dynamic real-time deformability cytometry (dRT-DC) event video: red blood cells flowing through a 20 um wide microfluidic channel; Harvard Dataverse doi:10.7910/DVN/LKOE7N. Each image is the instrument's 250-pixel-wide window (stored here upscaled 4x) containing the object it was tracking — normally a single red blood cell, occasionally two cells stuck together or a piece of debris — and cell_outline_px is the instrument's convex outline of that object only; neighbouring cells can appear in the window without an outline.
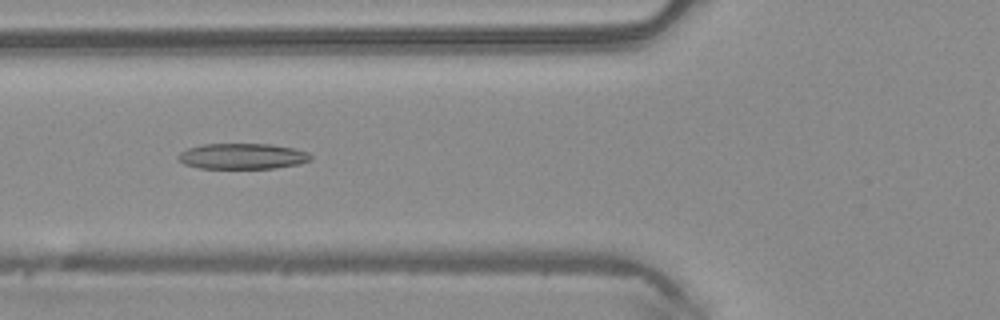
{"species": "common noctule bat (a hibernating species)", "species_latin": "Nyctalus noctula", "temperature_condition": "warm", "stored_images_in_passage": 46, "camera_frame_rate_fps": 3000, "um_per_image_px": 0.085, "animal": {"sex": "male", "body_mass_g": 20.4}, "frame": {"image": 1, "passage_image": 16, "time_ms": 5.0, "image_size_px": [1000, 320], "cell_outline_px": [[312, 160], [300, 164], [276, 168], [200, 168], [184, 164], [176, 156], [180, 152], [188, 148], [200, 144], [272, 144], [292, 148], [308, 152], [312, 156]], "centroid_in_image_um": [20.62, 13.28], "position_along_channel_um": 105.2, "area_um2": 19.94}}
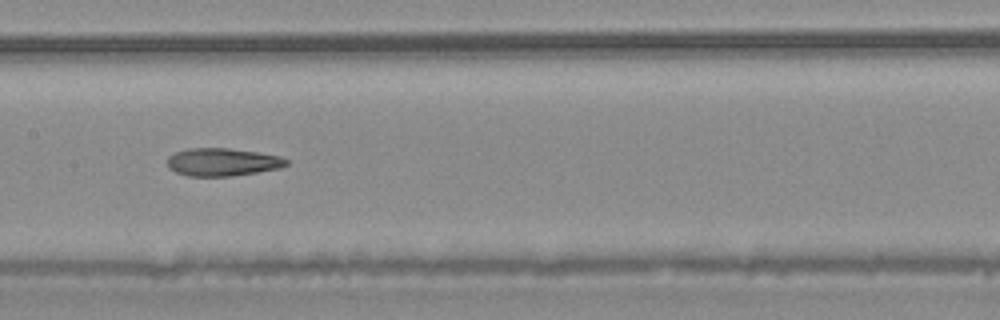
{"frame": {"image": 2, "passage_image": 22, "time_ms": 7.0, "image_size_px": [1000, 320], "cell_outline_px": [[288, 164], [280, 168], [232, 176], [188, 176], [176, 172], [168, 168], [168, 156], [176, 152], [188, 148], [228, 148], [256, 152], [280, 156], [288, 160]], "centroid_in_image_um": [18.9, 13.77], "position_along_channel_um": 188.5, "area_um2": 19.25}}
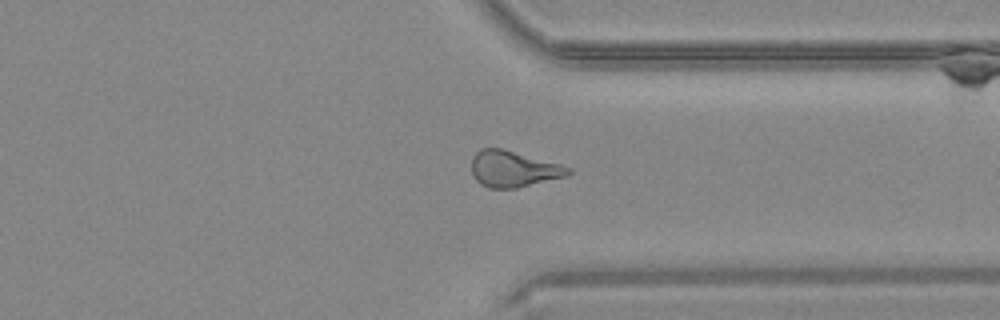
{"frame": {"image": 3, "passage_image": 35, "time_ms": 11.333, "image_size_px": [1000, 320], "cell_outline_px": [[572, 172], [564, 176], [516, 188], [488, 188], [480, 184], [476, 180], [472, 172], [472, 156], [480, 148], [500, 148], [560, 164], [572, 168]], "centroid_in_image_um": [43.6, 14.36], "position_along_channel_um": 367.8, "area_um2": 20.11}, "authors_computed_cell_mechanics": {"area_um2": 20.4901, "velocity_mm_per_s": 4.142, "shape_relaxation_time_tau1_ms": null, "shape_relaxation_time_tau2_ms": 3.8174, "deformation_change_tau1": null, "deformation_change_tau2": 0.1321}}